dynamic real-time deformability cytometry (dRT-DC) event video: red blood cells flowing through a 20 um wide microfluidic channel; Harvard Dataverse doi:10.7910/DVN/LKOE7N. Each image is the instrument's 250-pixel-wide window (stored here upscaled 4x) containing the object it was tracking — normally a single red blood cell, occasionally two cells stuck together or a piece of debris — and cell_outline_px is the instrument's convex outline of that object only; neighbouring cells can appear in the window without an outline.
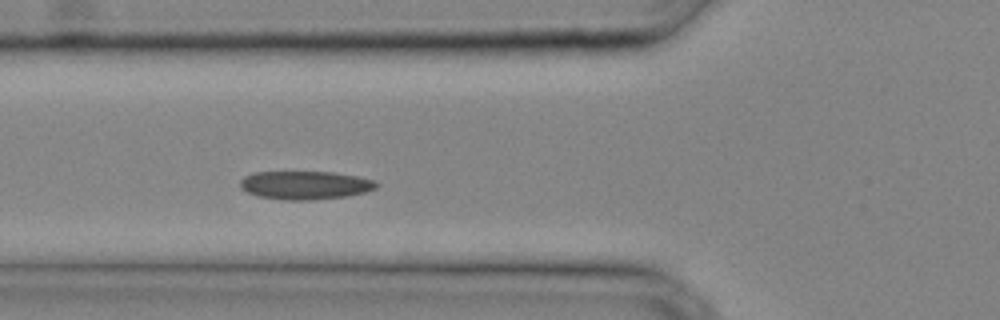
{"species": "common noctule bat (a hibernating species)", "species_latin": "Nyctalus noctula", "temperature_condition": "cold", "stored_images_in_passage": 29, "camera_frame_rate_fps": 3000, "um_per_image_px": 0.085, "animal": {"sex": "male", "body_mass_g": 20.4}, "frame": {"image": 1, "passage_image": 9, "time_ms": 2.667, "image_size_px": [1000, 320], "cell_outline_px": [[380, 184], [376, 188], [364, 192], [348, 196], [308, 200], [284, 200], [256, 196], [240, 188], [240, 180], [244, 176], [252, 172], [332, 172], [356, 176], [376, 180]], "centroid_in_image_um": [25.93, 15.74], "position_along_channel_um": 99.9, "area_um2": 22.66}}
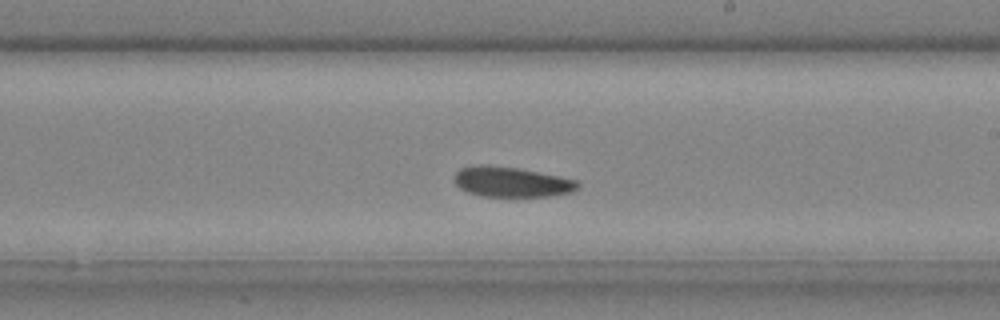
{"frame": {"image": 2, "passage_image": 17, "time_ms": 5.333, "image_size_px": [1000, 320], "cell_outline_px": [[580, 188], [572, 192], [548, 196], [484, 196], [468, 192], [460, 188], [456, 184], [456, 172], [460, 168], [476, 164], [488, 164], [520, 168], [560, 176], [576, 180], [580, 184]], "centroid_in_image_um": [43.51, 15.44], "position_along_channel_um": 245.5, "area_um2": 21.79}}